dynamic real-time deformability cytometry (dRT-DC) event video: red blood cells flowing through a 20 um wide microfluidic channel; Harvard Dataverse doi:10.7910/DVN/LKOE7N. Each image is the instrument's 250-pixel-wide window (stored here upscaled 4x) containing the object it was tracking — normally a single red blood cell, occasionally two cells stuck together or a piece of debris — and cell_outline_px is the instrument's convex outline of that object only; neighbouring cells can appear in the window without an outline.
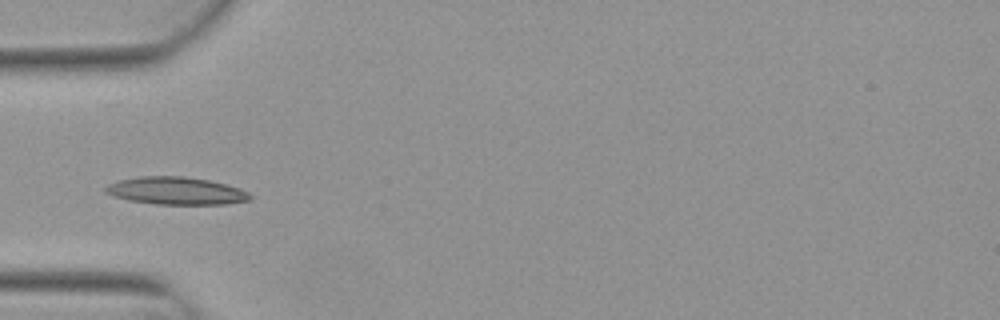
{"species": "Egyptian fruit bat (a non-hibernating species)", "species_latin": "Rousettus aegyptiacus", "temperature_condition": "warm", "stored_images_in_passage": 5, "camera_frame_rate_fps": 3000, "um_per_image_px": 0.085, "animal": {"sex": "female"}, "frame": {"image": 1, "passage_image": 5, "time_ms": 1.333, "image_size_px": [1000, 320], "cell_outline_px": [[252, 200], [228, 204], [156, 204], [128, 200], [112, 196], [104, 192], [104, 188], [108, 184], [120, 180], [140, 176], [184, 176], [208, 180], [240, 188], [248, 192], [252, 196]], "centroid_in_image_um": [14.97, 16.22], "position_along_channel_um": 70.0, "area_um2": 23.29}}